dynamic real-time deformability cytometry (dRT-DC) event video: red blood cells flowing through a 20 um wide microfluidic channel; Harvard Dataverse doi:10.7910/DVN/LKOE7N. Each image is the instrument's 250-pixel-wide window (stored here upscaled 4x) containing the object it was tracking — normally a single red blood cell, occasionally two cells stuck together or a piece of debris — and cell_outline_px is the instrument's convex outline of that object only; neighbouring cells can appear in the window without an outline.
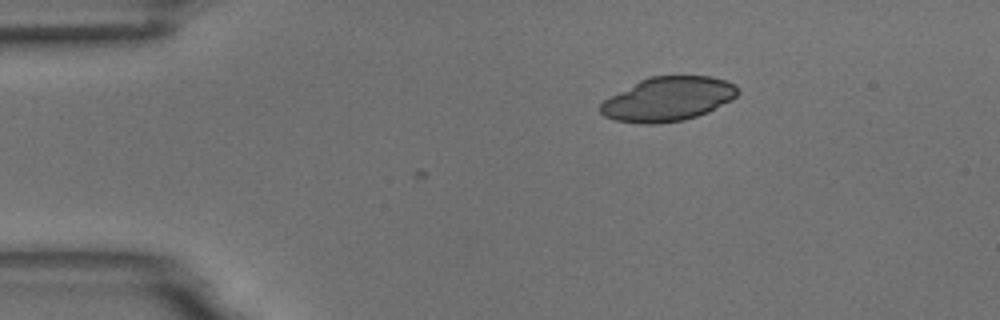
{"species": "common noctule bat (a hibernating species)", "species_latin": "Nyctalus noctula", "temperature_condition": "room temperature", "stored_images_in_passage": 7, "camera_frame_rate_fps": 3000, "um_per_image_px": 0.085, "animal": {"sex": "male", "body_mass_g": 18.8}, "frame": {"image": 1, "passage_image": 1, "time_ms": 0.0, "image_size_px": [1000, 320], "cell_outline_px": [[740, 92], [732, 100], [708, 112], [684, 120], [656, 124], [644, 124], [616, 120], [604, 116], [600, 112], [600, 104], [604, 100], [640, 80], [648, 76], [712, 76], [736, 84]], "centroid_in_image_um": [56.81, 8.42], "position_along_channel_um": 28.2, "area_um2": 35.26}}